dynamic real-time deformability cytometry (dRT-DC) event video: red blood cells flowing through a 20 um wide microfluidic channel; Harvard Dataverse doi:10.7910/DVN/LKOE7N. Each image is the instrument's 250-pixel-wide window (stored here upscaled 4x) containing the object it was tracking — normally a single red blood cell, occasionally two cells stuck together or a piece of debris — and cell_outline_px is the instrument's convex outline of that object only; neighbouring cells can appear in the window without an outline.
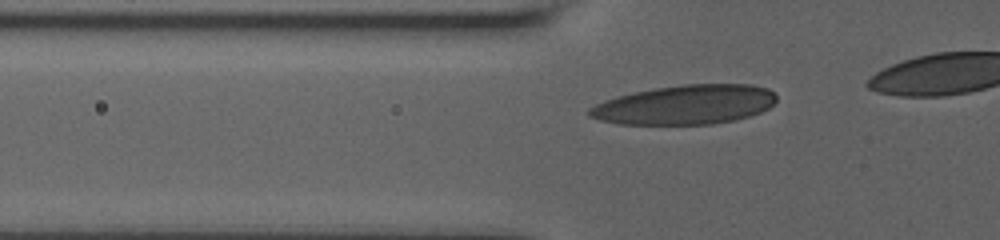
{"species": "human", "species_latin": "Homo sapiens", "temperature_condition": "room temperature", "stored_images_in_passage": 38, "camera_frame_rate_fps": 3000, "um_per_image_px": 0.085, "donor": {"sex": "male"}, "frame": {"image": 1, "passage_image": 9, "time_ms": 2.667, "image_size_px": [1000, 240], "cell_outline_px": [[776, 100], [768, 108], [760, 112], [736, 120], [712, 124], [620, 124], [600, 120], [588, 116], [588, 108], [604, 100], [616, 96], [632, 92], [656, 88], [684, 84], [752, 84], [768, 88], [776, 96]], "centroid_in_image_um": [58.23, 8.9], "position_along_channel_um": 67.6, "area_um2": 43.0}}
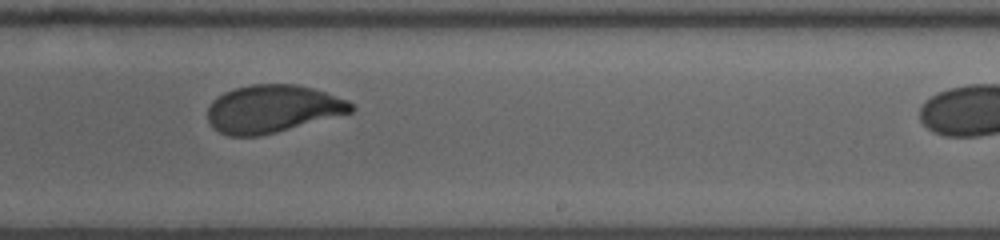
{"frame": {"image": 2, "passage_image": 25, "time_ms": 8.0, "image_size_px": [1000, 240], "cell_outline_px": [[356, 108], [352, 112], [276, 132], [260, 136], [228, 136], [212, 128], [208, 120], [208, 108], [212, 100], [224, 92], [236, 88], [252, 84], [296, 84], [312, 88], [348, 100]], "centroid_in_image_um": [23.14, 9.25], "position_along_channel_um": 265.9, "area_um2": 39.77}}
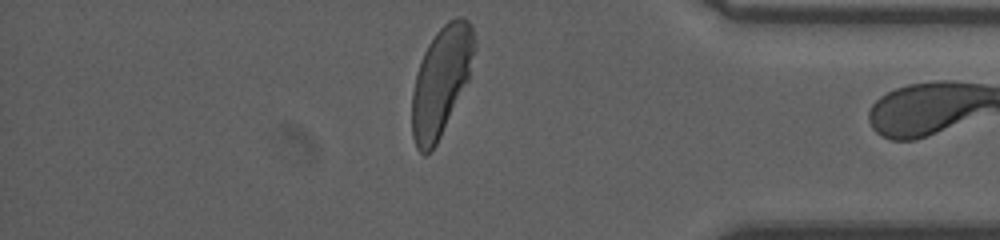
{"frame": {"image": 3, "passage_image": 37, "time_ms": 12.0, "image_size_px": [1000, 240], "cell_outline_px": [[476, 48], [468, 80], [436, 144], [424, 156], [416, 148], [412, 136], [412, 92], [416, 72], [424, 52], [428, 44], [436, 32], [448, 20], [456, 16], [464, 16], [472, 24], [476, 40]], "centroid_in_image_um": [37.5, 6.83], "position_along_channel_um": 397.7, "area_um2": 39.65}}